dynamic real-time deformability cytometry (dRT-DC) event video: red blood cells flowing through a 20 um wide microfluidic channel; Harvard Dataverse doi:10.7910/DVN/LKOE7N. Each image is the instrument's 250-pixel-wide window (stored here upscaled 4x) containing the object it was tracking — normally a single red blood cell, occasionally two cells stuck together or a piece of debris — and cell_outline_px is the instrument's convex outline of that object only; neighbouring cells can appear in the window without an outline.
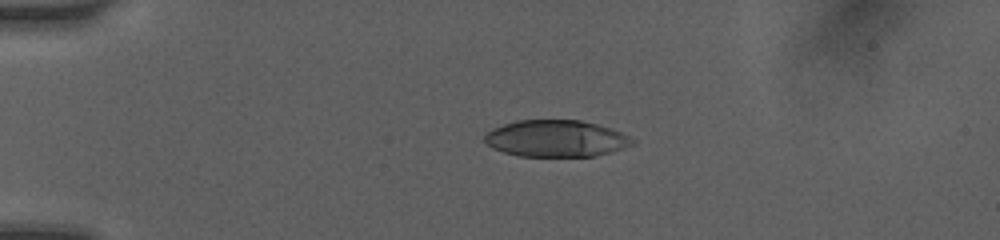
{"species": "human", "species_latin": "Homo sapiens", "temperature_condition": "room temperature", "stored_images_in_passage": 5, "camera_frame_rate_fps": 3000, "um_per_image_px": 0.085, "donor": {"sex": "female"}, "frame": {"image": 1, "passage_image": 4, "time_ms": 3.333, "image_size_px": [1000, 240], "cell_outline_px": [[636, 144], [624, 148], [596, 156], [520, 156], [504, 152], [492, 148], [484, 140], [484, 136], [492, 128], [516, 120], [580, 120], [596, 124], [620, 132], [636, 140]], "centroid_in_image_um": [47.27, 11.77], "position_along_channel_um": 37.7, "area_um2": 31.56}}